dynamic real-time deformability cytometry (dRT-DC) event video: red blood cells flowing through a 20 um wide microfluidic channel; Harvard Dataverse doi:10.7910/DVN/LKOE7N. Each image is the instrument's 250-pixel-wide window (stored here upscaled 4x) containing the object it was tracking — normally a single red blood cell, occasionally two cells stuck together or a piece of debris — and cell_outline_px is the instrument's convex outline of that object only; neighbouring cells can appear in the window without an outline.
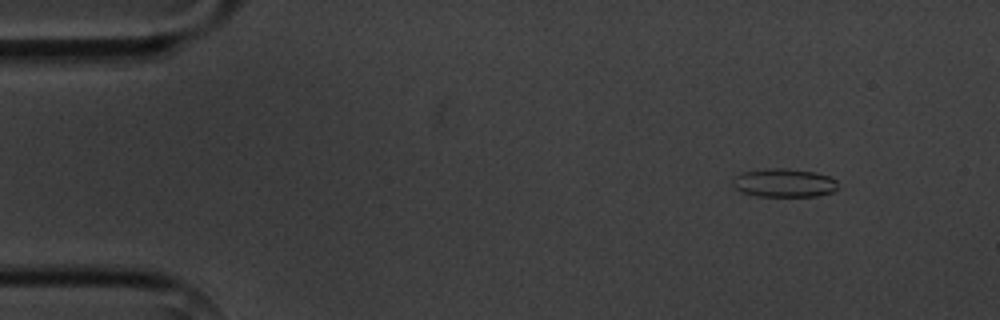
{"species": "common noctule bat (a hibernating species)", "species_latin": "Nyctalus noctula", "temperature_condition": "cold", "stored_images_in_passage": 9, "camera_frame_rate_fps": 3000, "um_per_image_px": 0.085, "animal": {"sex": "male", "body_mass_g": 20.1, "forearm_length_mm": 53.5}, "frame": {"image": 1, "passage_image": 1, "time_ms": 0.0, "image_size_px": [1000, 320], "cell_outline_px": [[836, 188], [832, 192], [816, 196], [756, 196], [740, 192], [732, 184], [732, 180], [736, 176], [744, 172], [764, 168], [784, 168], [816, 172], [828, 176], [836, 180]], "centroid_in_image_um": [66.61, 15.54], "position_along_channel_um": 18.4, "area_um2": 17.46}}
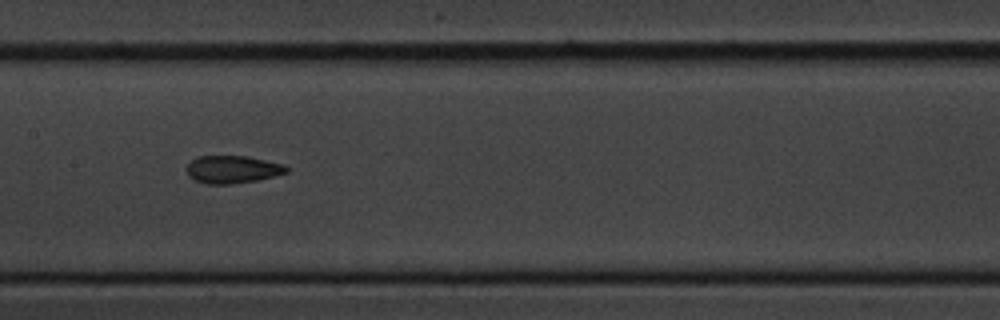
{"frame": {"image": 2, "passage_image": 6, "time_ms": 7.0, "image_size_px": [1000, 320], "cell_outline_px": [[288, 172], [256, 180], [232, 184], [204, 184], [188, 176], [184, 168], [196, 156], [248, 156], [284, 164], [288, 168]], "centroid_in_image_um": [19.72, 14.39], "position_along_channel_um": 187.7, "area_um2": 16.18}}
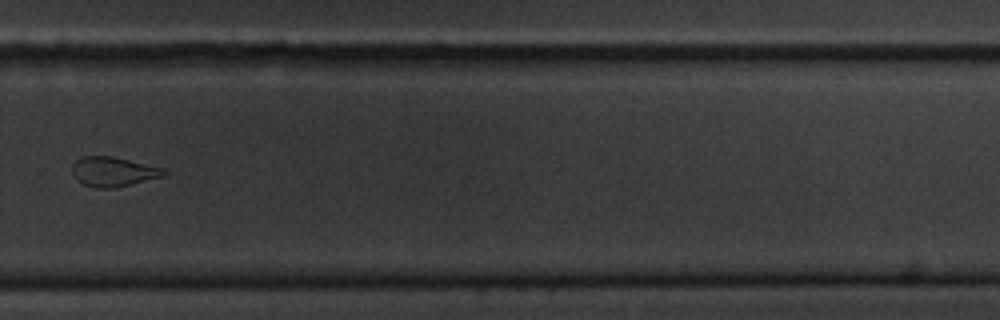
{"frame": {"image": 3, "passage_image": 9, "time_ms": 10.667, "image_size_px": [1000, 320], "cell_outline_px": [[168, 172], [164, 176], [116, 188], [96, 188], [84, 184], [76, 180], [72, 172], [72, 164], [76, 160], [84, 156], [112, 156], [164, 168]], "centroid_in_image_um": [9.63, 14.6], "position_along_channel_um": 320.2, "area_um2": 15.9}}